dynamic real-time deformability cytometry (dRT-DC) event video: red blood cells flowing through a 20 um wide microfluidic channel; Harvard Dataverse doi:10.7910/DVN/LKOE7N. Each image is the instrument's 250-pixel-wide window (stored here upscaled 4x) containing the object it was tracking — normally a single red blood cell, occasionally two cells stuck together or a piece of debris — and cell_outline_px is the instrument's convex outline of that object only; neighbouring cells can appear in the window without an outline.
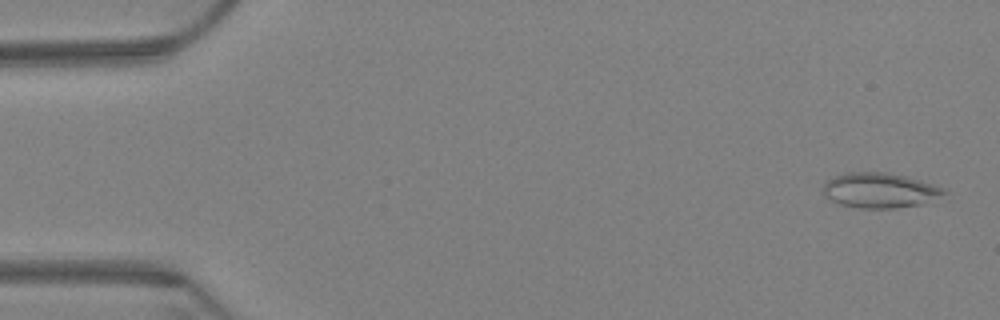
{"species": "Egyptian fruit bat (a non-hibernating species)", "species_latin": "Rousettus aegyptiacus", "temperature_condition": "warm", "stored_images_in_passage": 63, "camera_frame_rate_fps": 3000, "um_per_image_px": 0.085, "animal": {"sex": "female"}, "frame": {"image": 1, "passage_image": 2, "time_ms": 0.333, "image_size_px": [1000, 320], "cell_outline_px": [[948, 192], [920, 204], [896, 208], [860, 208], [840, 204], [824, 196], [824, 184], [828, 180], [836, 176], [848, 172], [888, 172], [920, 180], [948, 188]], "centroid_in_image_um": [74.8, 16.17], "position_along_channel_um": 10.2, "area_um2": 24.51}}
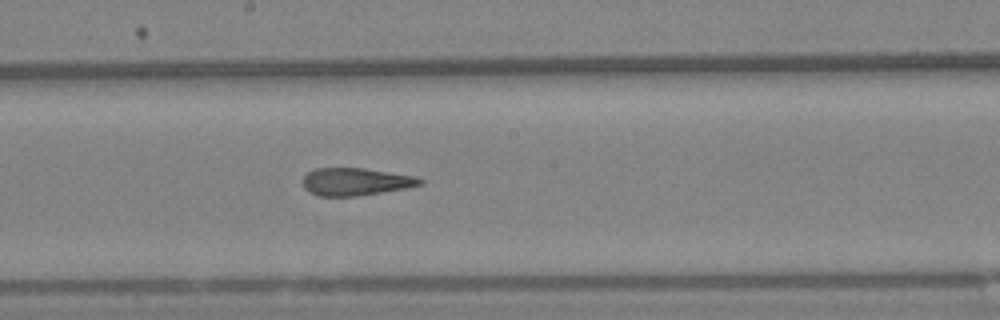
{"frame": {"image": 2, "passage_image": 34, "time_ms": 11.0, "image_size_px": [1000, 320], "cell_outline_px": [[424, 180], [420, 184], [404, 188], [356, 196], [316, 196], [308, 192], [304, 188], [304, 176], [308, 172], [316, 168], [364, 168], [416, 176]], "centroid_in_image_um": [30.19, 15.44], "position_along_channel_um": 218.0, "area_um2": 18.67}}
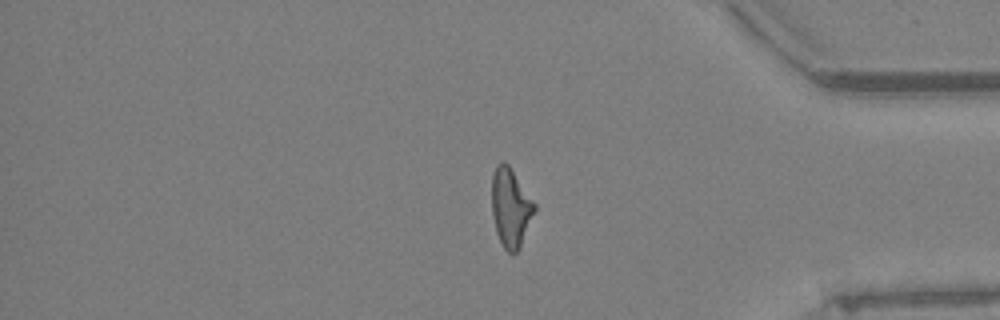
{"frame": {"image": 3, "passage_image": 52, "time_ms": 17.0, "image_size_px": [1000, 320], "cell_outline_px": [[536, 208], [520, 244], [516, 252], [508, 252], [504, 248], [496, 232], [492, 212], [492, 176], [496, 164], [500, 160], [504, 160], [508, 164], [536, 204]], "centroid_in_image_um": [43.38, 17.57], "position_along_channel_um": 391.8, "area_um2": 19.25}, "authors_computed_cell_mechanics": {"area_um2": 19.8254, "velocity_mm_per_s": 3.2625, "shape_relaxation_time_tau1_ms": null, "shape_relaxation_time_tau2_ms": 2.7097, "deformation_change_tau1": null, "deformation_change_tau2": 0.1313}}